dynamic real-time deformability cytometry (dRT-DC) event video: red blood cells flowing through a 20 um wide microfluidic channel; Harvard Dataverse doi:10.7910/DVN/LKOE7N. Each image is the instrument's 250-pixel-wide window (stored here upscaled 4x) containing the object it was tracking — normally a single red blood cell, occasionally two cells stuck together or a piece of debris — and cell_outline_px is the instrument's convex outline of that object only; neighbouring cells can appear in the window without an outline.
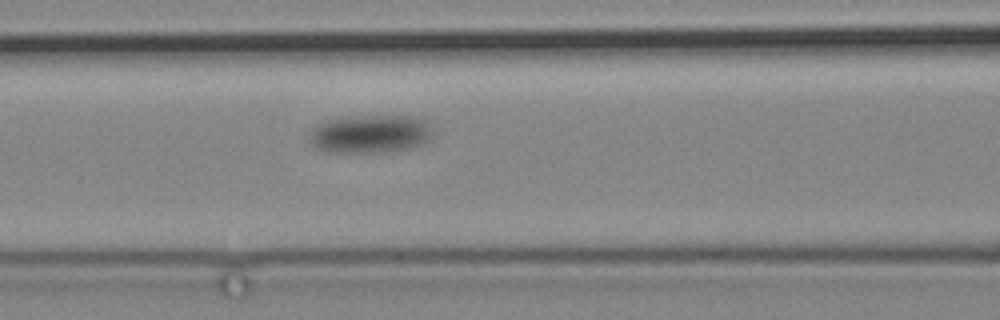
{"species": "common noctule bat (a hibernating species)", "species_latin": "Nyctalus noctula", "temperature_condition": "cold", "stored_images_in_passage": 6, "camera_frame_rate_fps": 3000, "um_per_image_px": 0.085, "animal": {"sex": "male", "body_mass_g": 19.2, "forearm_length_mm": 51.8}, "frame": {"image": 1, "passage_image": 6, "time_ms": 6.667, "image_size_px": [1000, 320], "cell_outline_px": [[436, 136], [432, 140], [424, 144], [412, 148], [384, 152], [324, 152], [316, 148], [308, 140], [308, 132], [316, 124], [324, 120], [360, 116], [420, 116], [428, 120], [436, 132]], "centroid_in_image_um": [31.55, 11.38], "position_along_channel_um": 135.0, "area_um2": 28.55}}